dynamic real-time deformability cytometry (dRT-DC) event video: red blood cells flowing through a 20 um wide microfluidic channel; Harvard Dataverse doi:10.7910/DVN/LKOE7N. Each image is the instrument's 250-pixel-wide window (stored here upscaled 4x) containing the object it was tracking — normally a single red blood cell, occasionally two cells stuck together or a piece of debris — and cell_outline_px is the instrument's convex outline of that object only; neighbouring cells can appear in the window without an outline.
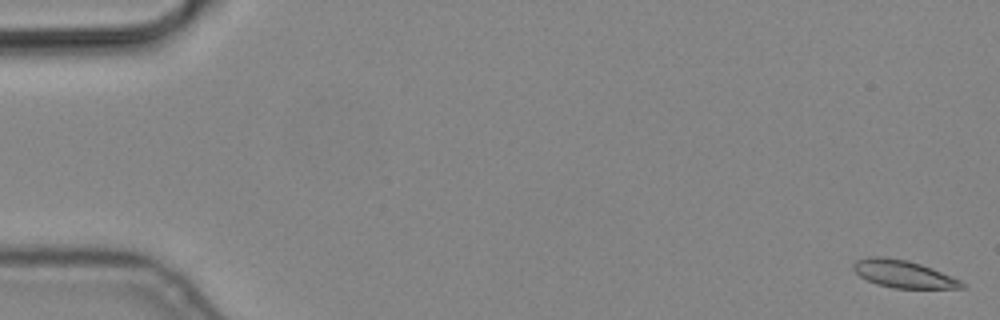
{"species": "common noctule bat (a hibernating species)", "species_latin": "Nyctalus noctula", "temperature_condition": "cold", "stored_images_in_passage": 5, "camera_frame_rate_fps": 3000, "um_per_image_px": 0.085, "animal": {"sex": "male", "body_mass_g": 19.2, "forearm_length_mm": 51.8}, "frame": {"image": 1, "passage_image": 1, "time_ms": 0.0, "image_size_px": [1000, 320], "cell_outline_px": [[964, 288], [892, 288], [876, 284], [860, 276], [852, 268], [852, 264], [856, 260], [868, 256], [880, 256], [908, 260], [932, 268], [960, 280], [964, 284]], "centroid_in_image_um": [76.74, 23.28], "position_along_channel_um": 8.3, "area_um2": 17.28}}
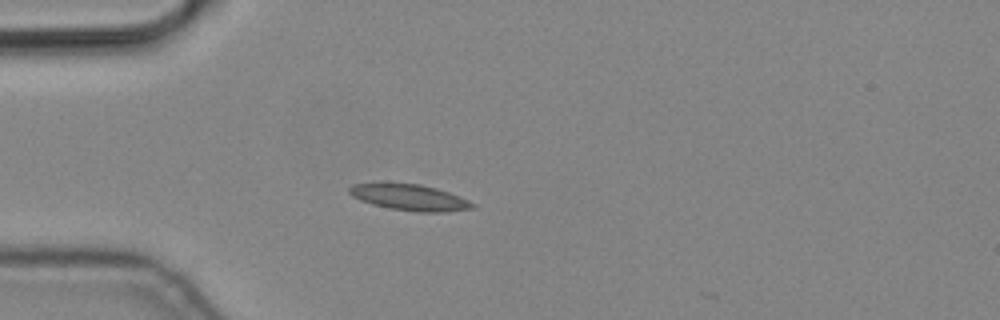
{"frame": {"image": 2, "passage_image": 5, "time_ms": 1.333, "image_size_px": [1000, 320], "cell_outline_px": [[476, 208], [444, 212], [420, 212], [388, 208], [372, 204], [360, 200], [352, 196], [348, 192], [348, 188], [352, 184], [384, 180], [420, 184], [436, 188], [460, 196], [476, 204]], "centroid_in_image_um": [34.75, 16.73], "position_along_channel_um": 50.3, "area_um2": 19.54}}